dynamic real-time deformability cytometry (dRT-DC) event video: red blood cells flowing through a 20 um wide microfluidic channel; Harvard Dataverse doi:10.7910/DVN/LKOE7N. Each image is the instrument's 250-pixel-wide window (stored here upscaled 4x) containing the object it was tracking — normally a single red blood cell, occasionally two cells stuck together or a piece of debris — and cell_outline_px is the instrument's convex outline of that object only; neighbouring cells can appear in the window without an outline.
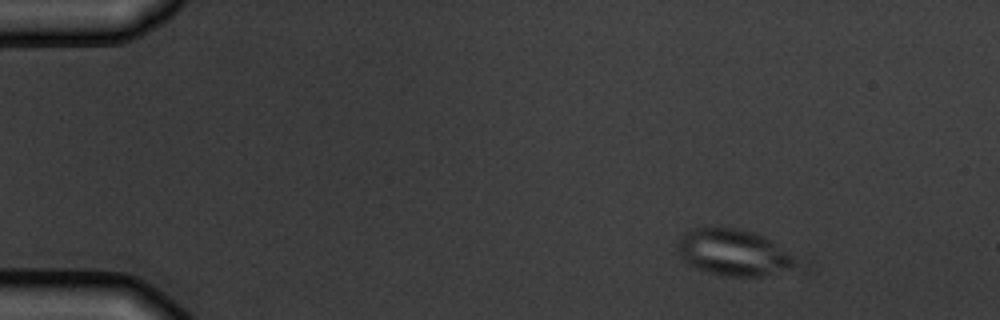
{"species": "common noctule bat (a hibernating species)", "species_latin": "Nyctalus noctula", "temperature_condition": "warm", "stored_images_in_passage": 4, "camera_frame_rate_fps": 3000, "um_per_image_px": 0.085, "animal": {"sex": "male", "body_mass_g": 19.5, "forearm_length_mm": 54.6}, "frame": {"image": 1, "passage_image": 1, "time_ms": 0.0, "image_size_px": [1000, 320], "cell_outline_px": [[812, 260], [804, 272], [764, 276], [728, 276], [708, 272], [684, 260], [680, 256], [676, 244], [684, 232], [696, 228], [736, 228], [752, 232], [764, 236], [812, 256]], "centroid_in_image_um": [62.88, 21.52], "position_along_channel_um": 22.1, "area_um2": 34.97}}